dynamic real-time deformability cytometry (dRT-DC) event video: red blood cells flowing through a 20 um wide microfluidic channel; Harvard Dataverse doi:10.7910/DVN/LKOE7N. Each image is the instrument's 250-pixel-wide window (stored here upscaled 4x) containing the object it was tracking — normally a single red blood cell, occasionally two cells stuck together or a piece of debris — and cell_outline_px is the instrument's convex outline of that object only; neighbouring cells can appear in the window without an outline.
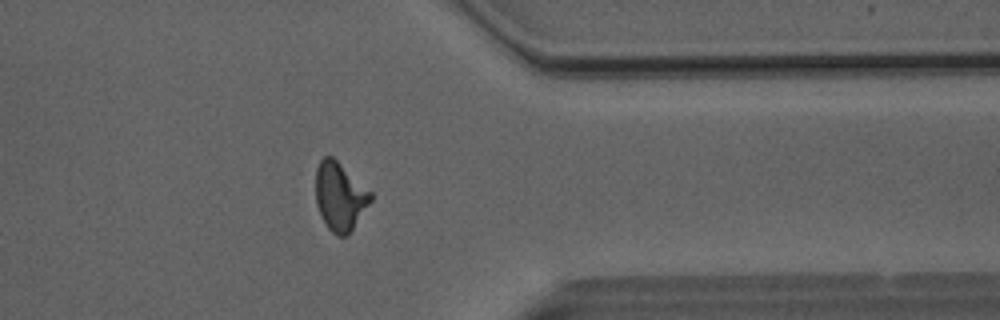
{"species": "Egyptian fruit bat (a non-hibernating species)", "species_latin": "Rousettus aegyptiacus", "temperature_condition": "room temperature", "stored_images_in_passage": 52, "segment_of_instrument_passage": [1, 2], "camera_frame_rate_fps": 3000, "um_per_image_px": 0.085, "animal": {"sex": "male"}, "frame": {"image": 1, "passage_image": 41, "time_ms": 13.333, "image_size_px": [1000, 320], "cell_outline_px": [[372, 200], [348, 236], [336, 236], [328, 228], [316, 204], [316, 168], [320, 160], [324, 156], [332, 156], [372, 192]], "centroid_in_image_um": [28.9, 16.7], "position_along_channel_um": 382.5, "area_um2": 21.79}}
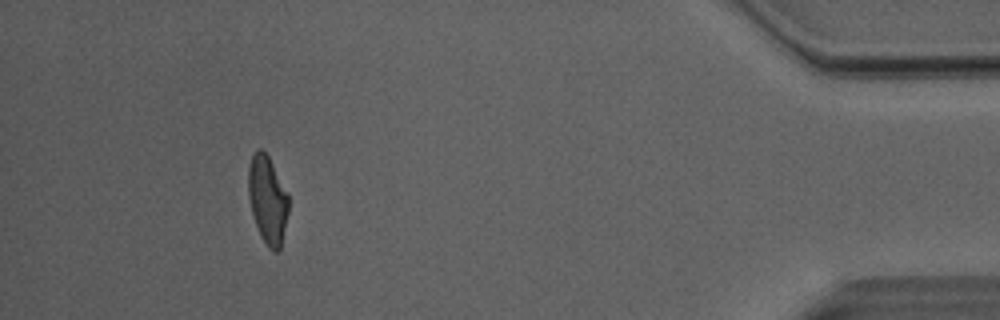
{"frame": {"image": 2, "passage_image": 47, "time_ms": 15.333, "image_size_px": [1000, 320], "cell_outline_px": [[288, 212], [280, 248], [276, 252], [272, 252], [268, 248], [260, 236], [252, 212], [248, 196], [248, 164], [252, 152], [256, 148], [260, 148], [268, 156], [288, 196]], "centroid_in_image_um": [22.71, 16.96], "position_along_channel_um": 412.5, "area_um2": 20.46}}